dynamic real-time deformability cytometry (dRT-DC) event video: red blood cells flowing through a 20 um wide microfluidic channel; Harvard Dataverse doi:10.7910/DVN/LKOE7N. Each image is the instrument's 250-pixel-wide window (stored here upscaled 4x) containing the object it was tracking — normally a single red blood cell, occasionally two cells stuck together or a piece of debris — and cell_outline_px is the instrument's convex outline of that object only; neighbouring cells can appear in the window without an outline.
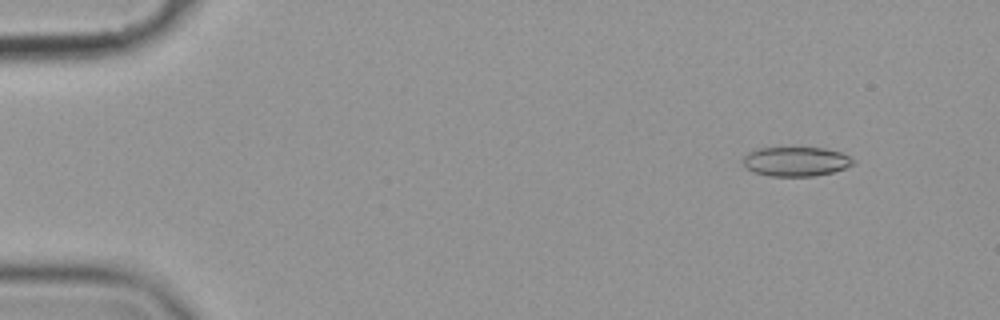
{"species": "common noctule bat (a hibernating species)", "species_latin": "Nyctalus noctula", "temperature_condition": "cold", "stored_images_in_passage": 57, "camera_frame_rate_fps": 3000, "um_per_image_px": 0.085, "animal": {"sex": "female", "body_mass_g": 19.9}, "frame": {"image": 1, "passage_image": 6, "time_ms": 1.667, "image_size_px": [1000, 320], "cell_outline_px": [[852, 164], [844, 168], [832, 172], [812, 176], [768, 176], [752, 172], [744, 168], [744, 156], [748, 152], [756, 148], [824, 148], [840, 152], [848, 156], [852, 160]], "centroid_in_image_um": [67.57, 13.73], "position_along_channel_um": 17.4, "area_um2": 18.73}}
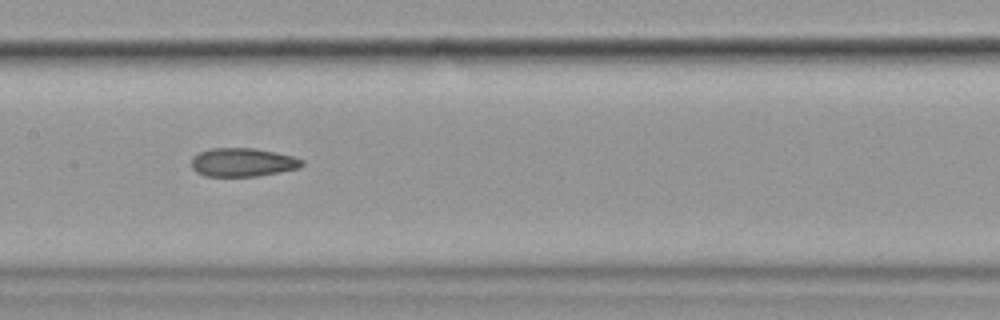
{"frame": {"image": 2, "passage_image": 29, "time_ms": 9.333, "image_size_px": [1000, 320], "cell_outline_px": [[304, 164], [300, 168], [280, 172], [256, 176], [204, 176], [196, 172], [192, 168], [192, 156], [208, 148], [252, 148], [276, 152], [292, 156], [304, 160]], "centroid_in_image_um": [20.62, 13.79], "position_along_channel_um": 186.8, "area_um2": 18.5}}
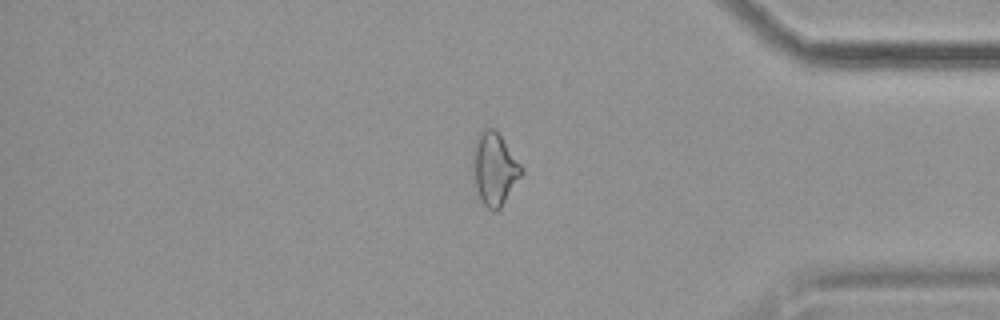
{"frame": {"image": 3, "passage_image": 48, "time_ms": 15.667, "image_size_px": [1000, 320], "cell_outline_px": [[524, 172], [500, 208], [496, 212], [488, 208], [480, 200], [476, 188], [472, 164], [472, 148], [480, 128], [492, 128], [500, 136], [524, 168]], "centroid_in_image_um": [42.01, 14.34], "position_along_channel_um": 393.2, "area_um2": 20.58}, "authors_computed_cell_mechanics": {"area_um2": 19.363, "velocity_mm_per_s": 3.592, "shape_relaxation_time_tau1_ms": null, "shape_relaxation_time_tau2_ms": 2.9951, "deformation_change_tau1": null, "deformation_change_tau2": 0.0946}}